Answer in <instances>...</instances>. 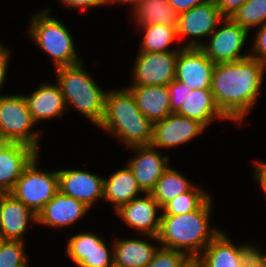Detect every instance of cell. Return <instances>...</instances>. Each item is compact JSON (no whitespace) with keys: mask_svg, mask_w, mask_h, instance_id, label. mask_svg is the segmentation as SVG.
Wrapping results in <instances>:
<instances>
[{"mask_svg":"<svg viewBox=\"0 0 266 267\" xmlns=\"http://www.w3.org/2000/svg\"><path fill=\"white\" fill-rule=\"evenodd\" d=\"M266 65L247 58L218 63L214 67L211 91L219 110L240 128L249 119L266 84ZM264 85V86H263Z\"/></svg>","mask_w":266,"mask_h":267,"instance_id":"cell-1","label":"cell"},{"mask_svg":"<svg viewBox=\"0 0 266 267\" xmlns=\"http://www.w3.org/2000/svg\"><path fill=\"white\" fill-rule=\"evenodd\" d=\"M213 197L211 196L193 212L161 215L157 236L160 247L184 252L192 260H196L206 246L223 230L221 226L212 223L213 213H215Z\"/></svg>","mask_w":266,"mask_h":267,"instance_id":"cell-2","label":"cell"},{"mask_svg":"<svg viewBox=\"0 0 266 267\" xmlns=\"http://www.w3.org/2000/svg\"><path fill=\"white\" fill-rule=\"evenodd\" d=\"M119 87H111L106 92L98 131L121 143L124 149L151 145L154 124L137 107L131 92L125 86Z\"/></svg>","mask_w":266,"mask_h":267,"instance_id":"cell-3","label":"cell"},{"mask_svg":"<svg viewBox=\"0 0 266 267\" xmlns=\"http://www.w3.org/2000/svg\"><path fill=\"white\" fill-rule=\"evenodd\" d=\"M52 9L47 5L41 10L31 12L27 21V39L35 43L38 50L48 55L53 69L81 63L84 58L77 48L76 37L69 26L53 15Z\"/></svg>","mask_w":266,"mask_h":267,"instance_id":"cell-4","label":"cell"},{"mask_svg":"<svg viewBox=\"0 0 266 267\" xmlns=\"http://www.w3.org/2000/svg\"><path fill=\"white\" fill-rule=\"evenodd\" d=\"M86 63L84 60L76 65L55 68L54 78L65 98L68 114L73 110L78 112L79 117L85 118L96 130L104 115L108 88L104 89L97 82Z\"/></svg>","mask_w":266,"mask_h":267,"instance_id":"cell-5","label":"cell"},{"mask_svg":"<svg viewBox=\"0 0 266 267\" xmlns=\"http://www.w3.org/2000/svg\"><path fill=\"white\" fill-rule=\"evenodd\" d=\"M14 92L0 96V135L13 142L30 145L42 154L43 131L33 121L24 95Z\"/></svg>","mask_w":266,"mask_h":267,"instance_id":"cell-6","label":"cell"},{"mask_svg":"<svg viewBox=\"0 0 266 267\" xmlns=\"http://www.w3.org/2000/svg\"><path fill=\"white\" fill-rule=\"evenodd\" d=\"M40 155L42 154H38L23 170L11 192L17 200L21 201L36 215L59 191L57 169L42 170V166L39 167L41 165Z\"/></svg>","mask_w":266,"mask_h":267,"instance_id":"cell-7","label":"cell"},{"mask_svg":"<svg viewBox=\"0 0 266 267\" xmlns=\"http://www.w3.org/2000/svg\"><path fill=\"white\" fill-rule=\"evenodd\" d=\"M86 230V231H83ZM66 236L64 255L73 267H110L114 264L113 239L92 229ZM81 231V232H80ZM75 265V266H74Z\"/></svg>","mask_w":266,"mask_h":267,"instance_id":"cell-8","label":"cell"},{"mask_svg":"<svg viewBox=\"0 0 266 267\" xmlns=\"http://www.w3.org/2000/svg\"><path fill=\"white\" fill-rule=\"evenodd\" d=\"M249 36L247 29L224 18L200 49L214 64L238 61L250 56Z\"/></svg>","mask_w":266,"mask_h":267,"instance_id":"cell-9","label":"cell"},{"mask_svg":"<svg viewBox=\"0 0 266 267\" xmlns=\"http://www.w3.org/2000/svg\"><path fill=\"white\" fill-rule=\"evenodd\" d=\"M223 19L215 0L180 13L177 36L182 47L200 48Z\"/></svg>","mask_w":266,"mask_h":267,"instance_id":"cell-10","label":"cell"},{"mask_svg":"<svg viewBox=\"0 0 266 267\" xmlns=\"http://www.w3.org/2000/svg\"><path fill=\"white\" fill-rule=\"evenodd\" d=\"M178 54L179 51H137L127 85L167 86L175 79Z\"/></svg>","mask_w":266,"mask_h":267,"instance_id":"cell-11","label":"cell"},{"mask_svg":"<svg viewBox=\"0 0 266 267\" xmlns=\"http://www.w3.org/2000/svg\"><path fill=\"white\" fill-rule=\"evenodd\" d=\"M207 131L197 120L171 113L165 119L154 123L151 146L170 154V150L188 146L187 143L195 141Z\"/></svg>","mask_w":266,"mask_h":267,"instance_id":"cell-12","label":"cell"},{"mask_svg":"<svg viewBox=\"0 0 266 267\" xmlns=\"http://www.w3.org/2000/svg\"><path fill=\"white\" fill-rule=\"evenodd\" d=\"M57 173L58 188L62 194L84 203L91 210L98 203L102 204L104 175L77 167L57 168Z\"/></svg>","mask_w":266,"mask_h":267,"instance_id":"cell-13","label":"cell"},{"mask_svg":"<svg viewBox=\"0 0 266 267\" xmlns=\"http://www.w3.org/2000/svg\"><path fill=\"white\" fill-rule=\"evenodd\" d=\"M162 208L151 193H143L114 212L133 234L158 236Z\"/></svg>","mask_w":266,"mask_h":267,"instance_id":"cell-14","label":"cell"},{"mask_svg":"<svg viewBox=\"0 0 266 267\" xmlns=\"http://www.w3.org/2000/svg\"><path fill=\"white\" fill-rule=\"evenodd\" d=\"M127 150L132 156L125 163L132 170L141 190L150 193L157 180L171 165L172 156L151 145L130 147Z\"/></svg>","mask_w":266,"mask_h":267,"instance_id":"cell-15","label":"cell"},{"mask_svg":"<svg viewBox=\"0 0 266 267\" xmlns=\"http://www.w3.org/2000/svg\"><path fill=\"white\" fill-rule=\"evenodd\" d=\"M91 209L84 203L66 196L58 191L53 199L44 205L37 214V226L56 229V231L73 228L79 222L88 217ZM64 228V229H63Z\"/></svg>","mask_w":266,"mask_h":267,"instance_id":"cell-16","label":"cell"},{"mask_svg":"<svg viewBox=\"0 0 266 267\" xmlns=\"http://www.w3.org/2000/svg\"><path fill=\"white\" fill-rule=\"evenodd\" d=\"M111 235L113 238L114 264L118 267H146L153 259L160 243L157 236L131 234L126 237ZM131 236V237H130Z\"/></svg>","mask_w":266,"mask_h":267,"instance_id":"cell-17","label":"cell"},{"mask_svg":"<svg viewBox=\"0 0 266 267\" xmlns=\"http://www.w3.org/2000/svg\"><path fill=\"white\" fill-rule=\"evenodd\" d=\"M37 85L30 93H22L33 121L40 126L38 124L42 122L62 119L68 112L59 84L55 80L52 82L43 79Z\"/></svg>","mask_w":266,"mask_h":267,"instance_id":"cell-18","label":"cell"},{"mask_svg":"<svg viewBox=\"0 0 266 267\" xmlns=\"http://www.w3.org/2000/svg\"><path fill=\"white\" fill-rule=\"evenodd\" d=\"M214 64L197 47H183L176 62L175 79L192 90L211 89Z\"/></svg>","mask_w":266,"mask_h":267,"instance_id":"cell-19","label":"cell"},{"mask_svg":"<svg viewBox=\"0 0 266 267\" xmlns=\"http://www.w3.org/2000/svg\"><path fill=\"white\" fill-rule=\"evenodd\" d=\"M33 225H37V215L31 209L11 193L0 195V236L4 240L28 241Z\"/></svg>","mask_w":266,"mask_h":267,"instance_id":"cell-20","label":"cell"},{"mask_svg":"<svg viewBox=\"0 0 266 267\" xmlns=\"http://www.w3.org/2000/svg\"><path fill=\"white\" fill-rule=\"evenodd\" d=\"M176 114L197 120L207 129L217 121L232 123L217 107L211 89L192 90L187 86V96Z\"/></svg>","mask_w":266,"mask_h":267,"instance_id":"cell-21","label":"cell"},{"mask_svg":"<svg viewBox=\"0 0 266 267\" xmlns=\"http://www.w3.org/2000/svg\"><path fill=\"white\" fill-rule=\"evenodd\" d=\"M110 174L107 177L104 175L103 202L111 205V211L115 212L122 205L144 193L126 163Z\"/></svg>","mask_w":266,"mask_h":267,"instance_id":"cell-22","label":"cell"},{"mask_svg":"<svg viewBox=\"0 0 266 267\" xmlns=\"http://www.w3.org/2000/svg\"><path fill=\"white\" fill-rule=\"evenodd\" d=\"M40 154L32 146L13 142L0 155V193H11L23 170Z\"/></svg>","mask_w":266,"mask_h":267,"instance_id":"cell-23","label":"cell"},{"mask_svg":"<svg viewBox=\"0 0 266 267\" xmlns=\"http://www.w3.org/2000/svg\"><path fill=\"white\" fill-rule=\"evenodd\" d=\"M137 107L153 124L165 119L172 112L167 86L126 85Z\"/></svg>","mask_w":266,"mask_h":267,"instance_id":"cell-24","label":"cell"},{"mask_svg":"<svg viewBox=\"0 0 266 267\" xmlns=\"http://www.w3.org/2000/svg\"><path fill=\"white\" fill-rule=\"evenodd\" d=\"M130 23L134 29L153 24H163L178 28L179 13L169 4L168 0H139L130 10Z\"/></svg>","mask_w":266,"mask_h":267,"instance_id":"cell-25","label":"cell"},{"mask_svg":"<svg viewBox=\"0 0 266 267\" xmlns=\"http://www.w3.org/2000/svg\"><path fill=\"white\" fill-rule=\"evenodd\" d=\"M228 232L223 228L196 259L202 267H241L239 242Z\"/></svg>","mask_w":266,"mask_h":267,"instance_id":"cell-26","label":"cell"},{"mask_svg":"<svg viewBox=\"0 0 266 267\" xmlns=\"http://www.w3.org/2000/svg\"><path fill=\"white\" fill-rule=\"evenodd\" d=\"M141 36L138 52L180 51L183 47L177 36V29L163 24H153L135 29Z\"/></svg>","mask_w":266,"mask_h":267,"instance_id":"cell-27","label":"cell"},{"mask_svg":"<svg viewBox=\"0 0 266 267\" xmlns=\"http://www.w3.org/2000/svg\"><path fill=\"white\" fill-rule=\"evenodd\" d=\"M191 179L186 176V173L170 165L157 180L155 188L150 193L162 208L170 200L188 191L195 184Z\"/></svg>","mask_w":266,"mask_h":267,"instance_id":"cell-28","label":"cell"},{"mask_svg":"<svg viewBox=\"0 0 266 267\" xmlns=\"http://www.w3.org/2000/svg\"><path fill=\"white\" fill-rule=\"evenodd\" d=\"M195 183L188 191L178 195L162 207L161 215H180L198 210L214 193Z\"/></svg>","mask_w":266,"mask_h":267,"instance_id":"cell-29","label":"cell"},{"mask_svg":"<svg viewBox=\"0 0 266 267\" xmlns=\"http://www.w3.org/2000/svg\"><path fill=\"white\" fill-rule=\"evenodd\" d=\"M230 19L250 33L266 23V0H247Z\"/></svg>","mask_w":266,"mask_h":267,"instance_id":"cell-30","label":"cell"},{"mask_svg":"<svg viewBox=\"0 0 266 267\" xmlns=\"http://www.w3.org/2000/svg\"><path fill=\"white\" fill-rule=\"evenodd\" d=\"M26 241L4 240L0 247V267H30Z\"/></svg>","mask_w":266,"mask_h":267,"instance_id":"cell-31","label":"cell"},{"mask_svg":"<svg viewBox=\"0 0 266 267\" xmlns=\"http://www.w3.org/2000/svg\"><path fill=\"white\" fill-rule=\"evenodd\" d=\"M242 242H239L241 267H266V251L262 249L264 246L261 247L258 242L249 238L247 242Z\"/></svg>","mask_w":266,"mask_h":267,"instance_id":"cell-32","label":"cell"},{"mask_svg":"<svg viewBox=\"0 0 266 267\" xmlns=\"http://www.w3.org/2000/svg\"><path fill=\"white\" fill-rule=\"evenodd\" d=\"M191 260L184 252L159 247L146 267H185Z\"/></svg>","mask_w":266,"mask_h":267,"instance_id":"cell-33","label":"cell"},{"mask_svg":"<svg viewBox=\"0 0 266 267\" xmlns=\"http://www.w3.org/2000/svg\"><path fill=\"white\" fill-rule=\"evenodd\" d=\"M254 30L250 33V56L266 65V23Z\"/></svg>","mask_w":266,"mask_h":267,"instance_id":"cell-34","label":"cell"},{"mask_svg":"<svg viewBox=\"0 0 266 267\" xmlns=\"http://www.w3.org/2000/svg\"><path fill=\"white\" fill-rule=\"evenodd\" d=\"M10 48V49H9ZM13 48L9 47L8 45L5 46L4 41H0V96L4 95L2 94L3 92H5L3 89L5 87L6 80H8L9 78H7L9 76V67H10V63L13 60L12 55L14 56L15 54H13ZM12 54V55H11ZM3 91V92H2Z\"/></svg>","mask_w":266,"mask_h":267,"instance_id":"cell-35","label":"cell"},{"mask_svg":"<svg viewBox=\"0 0 266 267\" xmlns=\"http://www.w3.org/2000/svg\"><path fill=\"white\" fill-rule=\"evenodd\" d=\"M167 87L170 95L171 112L176 113L185 101L187 86L177 79H174Z\"/></svg>","mask_w":266,"mask_h":267,"instance_id":"cell-36","label":"cell"},{"mask_svg":"<svg viewBox=\"0 0 266 267\" xmlns=\"http://www.w3.org/2000/svg\"><path fill=\"white\" fill-rule=\"evenodd\" d=\"M64 8L67 10L70 9V11H80L83 12L86 10H91L92 9H100V7H105V0H58ZM76 9V10H75Z\"/></svg>","mask_w":266,"mask_h":267,"instance_id":"cell-37","label":"cell"},{"mask_svg":"<svg viewBox=\"0 0 266 267\" xmlns=\"http://www.w3.org/2000/svg\"><path fill=\"white\" fill-rule=\"evenodd\" d=\"M247 0H215L224 18H230Z\"/></svg>","mask_w":266,"mask_h":267,"instance_id":"cell-38","label":"cell"},{"mask_svg":"<svg viewBox=\"0 0 266 267\" xmlns=\"http://www.w3.org/2000/svg\"><path fill=\"white\" fill-rule=\"evenodd\" d=\"M252 180L257 184L258 189L262 193V197L266 202V172L254 161L252 162Z\"/></svg>","mask_w":266,"mask_h":267,"instance_id":"cell-39","label":"cell"},{"mask_svg":"<svg viewBox=\"0 0 266 267\" xmlns=\"http://www.w3.org/2000/svg\"><path fill=\"white\" fill-rule=\"evenodd\" d=\"M207 0H168L169 4L179 14L190 10L191 8L201 5Z\"/></svg>","mask_w":266,"mask_h":267,"instance_id":"cell-40","label":"cell"},{"mask_svg":"<svg viewBox=\"0 0 266 267\" xmlns=\"http://www.w3.org/2000/svg\"><path fill=\"white\" fill-rule=\"evenodd\" d=\"M139 0H105V6H120L121 7L124 5V7L127 6V11H130L138 2Z\"/></svg>","mask_w":266,"mask_h":267,"instance_id":"cell-41","label":"cell"},{"mask_svg":"<svg viewBox=\"0 0 266 267\" xmlns=\"http://www.w3.org/2000/svg\"><path fill=\"white\" fill-rule=\"evenodd\" d=\"M12 143L13 141L0 135V155L5 152Z\"/></svg>","mask_w":266,"mask_h":267,"instance_id":"cell-42","label":"cell"},{"mask_svg":"<svg viewBox=\"0 0 266 267\" xmlns=\"http://www.w3.org/2000/svg\"><path fill=\"white\" fill-rule=\"evenodd\" d=\"M266 158L261 159H257L255 160V162L266 172V160H264Z\"/></svg>","mask_w":266,"mask_h":267,"instance_id":"cell-43","label":"cell"},{"mask_svg":"<svg viewBox=\"0 0 266 267\" xmlns=\"http://www.w3.org/2000/svg\"><path fill=\"white\" fill-rule=\"evenodd\" d=\"M185 267H202L197 260H191Z\"/></svg>","mask_w":266,"mask_h":267,"instance_id":"cell-44","label":"cell"},{"mask_svg":"<svg viewBox=\"0 0 266 267\" xmlns=\"http://www.w3.org/2000/svg\"><path fill=\"white\" fill-rule=\"evenodd\" d=\"M3 241H4V239L0 236V247H1V244Z\"/></svg>","mask_w":266,"mask_h":267,"instance_id":"cell-45","label":"cell"}]
</instances>
